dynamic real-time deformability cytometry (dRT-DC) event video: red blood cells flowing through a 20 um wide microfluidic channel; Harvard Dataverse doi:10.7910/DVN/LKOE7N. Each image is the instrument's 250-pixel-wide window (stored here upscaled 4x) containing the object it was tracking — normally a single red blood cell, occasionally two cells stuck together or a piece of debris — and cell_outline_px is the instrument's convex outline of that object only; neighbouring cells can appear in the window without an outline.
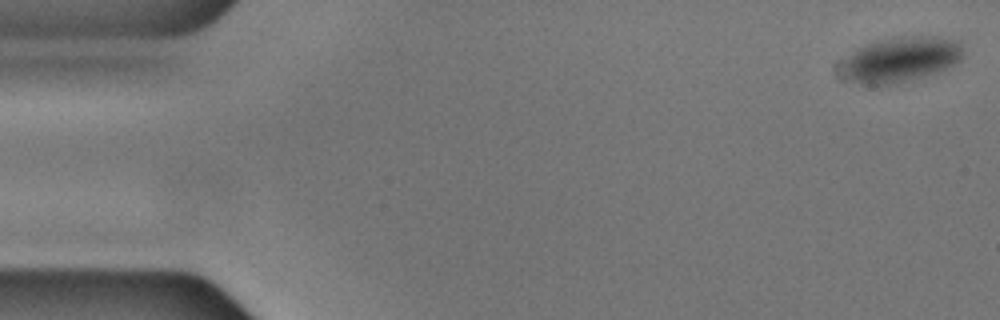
{"species": "common noctule bat (a hibernating species)", "species_latin": "Nyctalus noctula", "temperature_condition": "cold", "stored_images_in_passage": 56, "camera_frame_rate_fps": 3000, "um_per_image_px": 0.085, "animal": {"sex": "male", "body_mass_g": 17.9, "forearm_length_mm": 54.2}, "frame": {"image": 1, "passage_image": 1, "time_ms": 0.0, "image_size_px": [1000, 320], "cell_outline_px": [[964, 56], [960, 60], [944, 68], [920, 76], [888, 84], [860, 84], [852, 80], [848, 76], [844, 60], [848, 56], [860, 48], [868, 44], [884, 40], [908, 36], [936, 36], [960, 40]], "centroid_in_image_um": [76.67, 5.01], "position_along_channel_um": 8.3, "area_um2": 30.46}}
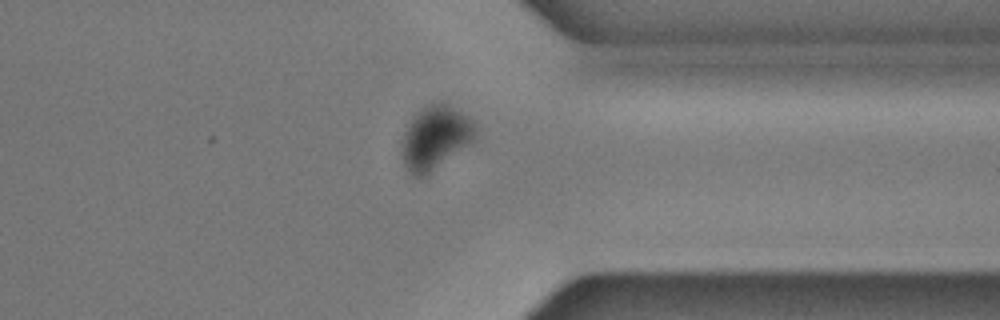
{"frame": {"image": 2, "passage_image": 43, "time_ms": 14.0, "image_size_px": [1000, 320], "cell_outline_px": [[476, 140], [472, 144], [428, 172], [420, 176], [412, 176], [408, 172], [404, 164], [400, 152], [404, 132], [412, 116], [428, 104], [444, 104], [468, 116], [472, 124]], "centroid_in_image_um": [36.96, 11.72], "position_along_channel_um": 374.4, "area_um2": 26.65}}
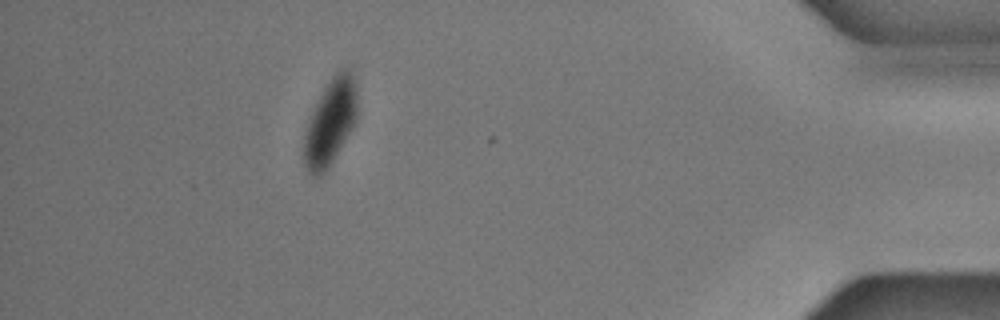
{"frame": {"image": 3, "passage_image": 50, "time_ms": 16.333, "image_size_px": [1000, 320], "cell_outline_px": [[356, 120], [352, 128], [328, 168], [320, 176], [312, 176], [308, 172], [304, 164], [304, 136], [308, 120], [324, 88], [332, 76], [340, 68], [348, 68], [356, 80]], "centroid_in_image_um": [28.07, 10.38], "position_along_channel_um": 407.1, "area_um2": 26.41}}